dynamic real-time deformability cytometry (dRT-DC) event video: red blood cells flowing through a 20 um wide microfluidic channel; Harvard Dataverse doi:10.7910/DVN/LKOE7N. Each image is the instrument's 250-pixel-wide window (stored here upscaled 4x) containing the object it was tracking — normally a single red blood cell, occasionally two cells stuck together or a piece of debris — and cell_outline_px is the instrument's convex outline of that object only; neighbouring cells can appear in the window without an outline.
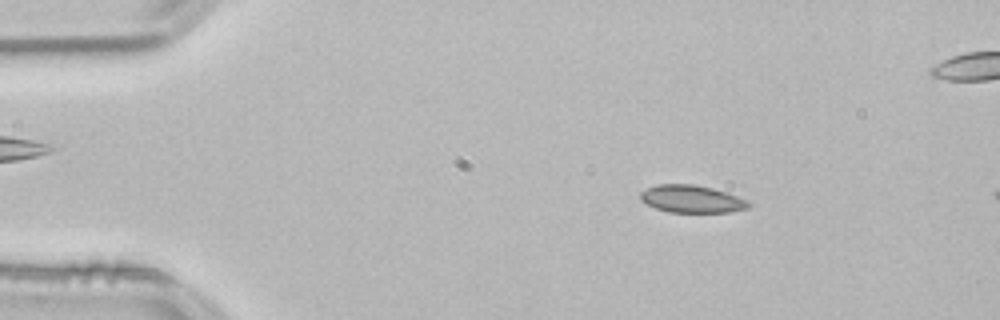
{"species": "common noctule bat (a hibernating species)", "species_latin": "Nyctalus noctula", "temperature_condition": "room temperature", "stored_images_in_passage": 13, "camera_frame_rate_fps": 3000, "um_per_image_px": 0.085, "animal": {"sex": "male", "body_mass_g": 21.5, "forearm_length_mm": 52.0}, "frame": {"image": 1, "passage_image": 6, "time_ms": 1.667, "image_size_px": [1000, 320], "cell_outline_px": [[752, 204], [748, 208], [728, 212], [668, 212], [656, 208], [640, 200], [640, 192], [656, 184], [692, 184], [712, 188], [748, 200]], "centroid_in_image_um": [58.79, 16.91], "position_along_channel_um": 26.2, "area_um2": 17.22}}